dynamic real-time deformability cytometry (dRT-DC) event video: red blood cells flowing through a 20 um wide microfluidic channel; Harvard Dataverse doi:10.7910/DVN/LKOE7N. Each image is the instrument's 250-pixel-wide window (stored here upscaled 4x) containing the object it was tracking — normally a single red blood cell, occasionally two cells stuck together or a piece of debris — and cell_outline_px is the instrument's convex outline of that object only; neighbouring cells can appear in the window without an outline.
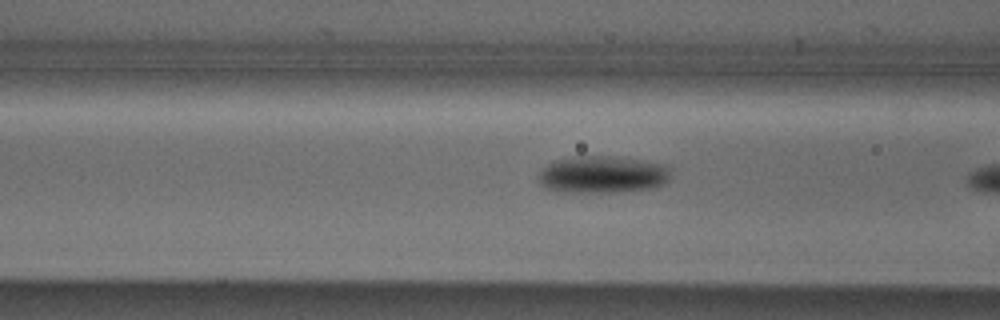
{"species": "Egyptian fruit bat (a non-hibernating species)", "species_latin": "Rousettus aegyptiacus", "temperature_condition": "cold", "stored_images_in_passage": 7, "camera_frame_rate_fps": 3000, "um_per_image_px": 0.085, "animal": {"sex": "male"}, "frame": {"image": 1, "passage_image": 6, "time_ms": 1.667, "image_size_px": [1000, 320], "cell_outline_px": [[672, 168], [664, 184], [652, 188], [616, 192], [556, 192], [544, 188], [540, 184], [536, 176], [548, 164], [556, 160], [572, 156], [608, 156], [640, 160], [660, 164]], "centroid_in_image_um": [51.15, 14.85], "position_along_channel_um": 115.5, "area_um2": 28.73}}